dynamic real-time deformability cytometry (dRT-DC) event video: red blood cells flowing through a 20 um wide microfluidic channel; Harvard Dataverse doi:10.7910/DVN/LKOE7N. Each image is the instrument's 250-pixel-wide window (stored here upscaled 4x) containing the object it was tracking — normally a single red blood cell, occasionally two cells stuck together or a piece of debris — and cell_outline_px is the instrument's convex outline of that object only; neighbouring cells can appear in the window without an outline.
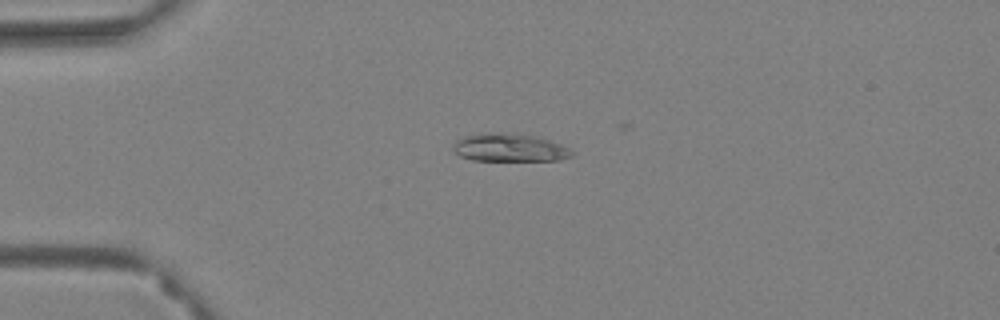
{"species": "Egyptian fruit bat (a non-hibernating species)", "species_latin": "Rousettus aegyptiacus", "temperature_condition": "warm", "stored_images_in_passage": 20, "camera_frame_rate_fps": 3000, "um_per_image_px": 0.085, "animal": {"sex": "female"}, "frame": {"image": 1, "passage_image": 20, "time_ms": 6.333, "image_size_px": [1000, 320], "cell_outline_px": [[576, 152], [572, 156], [560, 160], [472, 160], [460, 156], [452, 148], [452, 144], [456, 140], [464, 136], [496, 132], [532, 136], [548, 140], [560, 144]], "centroid_in_image_um": [43.3, 12.56], "position_along_channel_um": 41.7, "area_um2": 19.07}}